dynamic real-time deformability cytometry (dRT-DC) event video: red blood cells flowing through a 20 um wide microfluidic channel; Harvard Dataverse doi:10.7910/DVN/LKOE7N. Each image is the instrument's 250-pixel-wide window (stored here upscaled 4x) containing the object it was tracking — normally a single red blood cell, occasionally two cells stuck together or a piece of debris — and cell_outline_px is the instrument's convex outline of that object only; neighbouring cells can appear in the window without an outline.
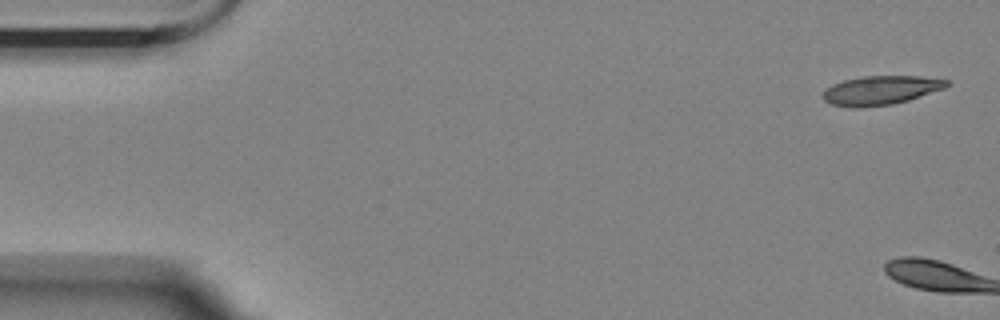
{"species": "Egyptian fruit bat (a non-hibernating species)", "species_latin": "Rousettus aegyptiacus", "temperature_condition": "room temperature", "stored_images_in_passage": 6, "camera_frame_rate_fps": 3000, "um_per_image_px": 0.085, "animal": {"sex": "female"}, "frame": {"image": 1, "passage_image": 1, "time_ms": 0.0, "image_size_px": [1000, 320], "cell_outline_px": [[948, 84], [944, 88], [908, 100], [892, 104], [856, 108], [852, 108], [832, 104], [824, 100], [824, 92], [832, 84], [844, 80], [864, 76], [920, 76], [948, 80]], "centroid_in_image_um": [74.85, 7.67], "position_along_channel_um": 10.2, "area_um2": 20.63}}
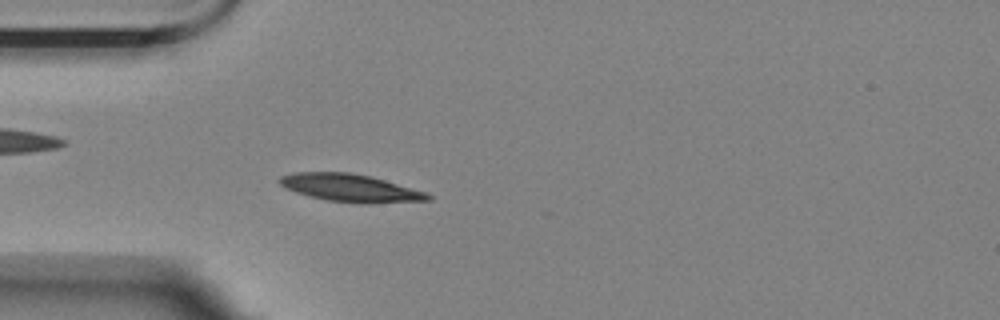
{"frame": {"image": 2, "passage_image": 6, "time_ms": 5.667, "image_size_px": [1000, 320], "cell_outline_px": [[432, 200], [368, 204], [360, 204], [328, 200], [308, 196], [284, 188], [276, 180], [280, 176], [292, 172], [348, 172], [372, 176], [428, 192], [432, 196]], "centroid_in_image_um": [29.8, 15.98], "position_along_channel_um": 55.2, "area_um2": 24.39}}